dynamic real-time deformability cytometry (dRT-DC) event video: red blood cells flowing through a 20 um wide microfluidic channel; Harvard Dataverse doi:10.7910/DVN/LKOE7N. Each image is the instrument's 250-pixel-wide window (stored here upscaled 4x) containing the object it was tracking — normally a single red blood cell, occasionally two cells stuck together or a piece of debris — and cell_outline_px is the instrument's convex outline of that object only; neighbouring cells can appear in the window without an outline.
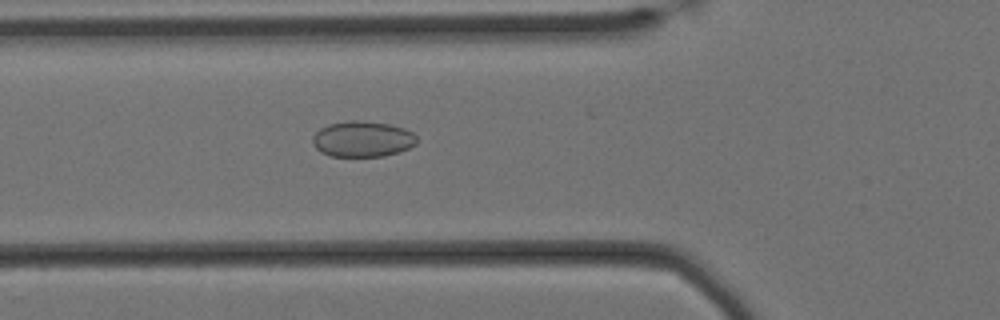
{"species": "Egyptian fruit bat (a non-hibernating species)", "species_latin": "Rousettus aegyptiacus", "temperature_condition": "cold", "stored_images_in_passage": 43, "camera_frame_rate_fps": 3000, "um_per_image_px": 0.085, "animal": {"sex": "female"}, "frame": {"image": 1, "passage_image": 9, "time_ms": 2.667, "image_size_px": [1000, 320], "cell_outline_px": [[416, 144], [400, 152], [384, 156], [332, 156], [320, 152], [312, 144], [312, 136], [320, 128], [328, 124], [348, 120], [360, 120], [388, 124], [404, 128], [412, 132], [416, 136]], "centroid_in_image_um": [30.79, 11.81], "position_along_channel_um": 95.0, "area_um2": 21.85}}
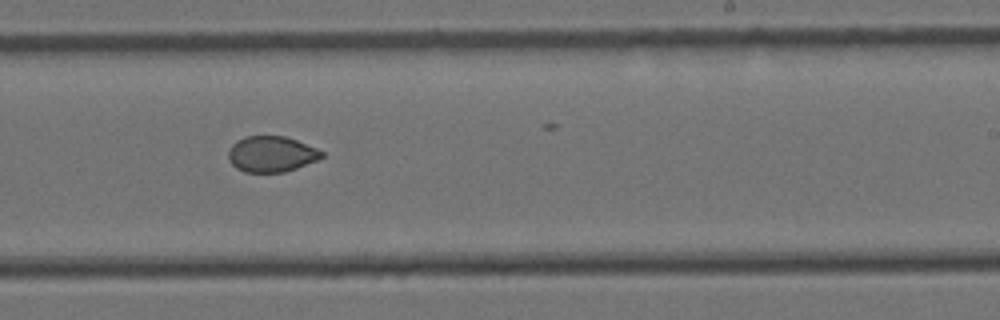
{"frame": {"image": 2, "passage_image": 24, "time_ms": 7.667, "image_size_px": [1000, 320], "cell_outline_px": [[324, 156], [316, 160], [296, 168], [284, 172], [244, 172], [236, 168], [228, 160], [228, 152], [232, 144], [236, 140], [244, 136], [288, 136], [316, 148], [324, 152]], "centroid_in_image_um": [23.05, 13.08], "position_along_channel_um": 266.0, "area_um2": 19.59}}
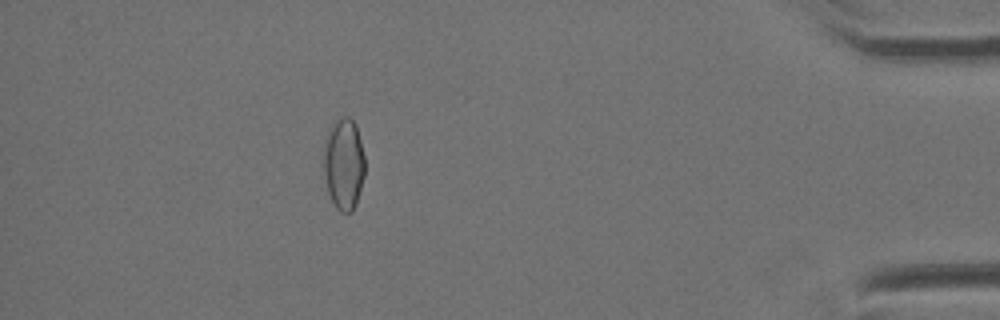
{"frame": {"image": 3, "passage_image": 41, "time_ms": 13.333, "image_size_px": [1000, 320], "cell_outline_px": [[364, 176], [356, 204], [352, 212], [340, 212], [336, 208], [320, 176], [320, 156], [324, 140], [328, 128], [340, 116], [348, 116], [356, 124], [364, 156]], "centroid_in_image_um": [29.13, 13.92], "position_along_channel_um": 406.1, "area_um2": 23.18}, "authors_computed_cell_mechanics": {"area_um2": 20.5768, "velocity_mm_per_s": 3.4143, "shape_relaxation_time_tau1_ms": null, "shape_relaxation_time_tau2_ms": 1.8359, "deformation_change_tau1": null, "deformation_change_tau2": 0.0358}}